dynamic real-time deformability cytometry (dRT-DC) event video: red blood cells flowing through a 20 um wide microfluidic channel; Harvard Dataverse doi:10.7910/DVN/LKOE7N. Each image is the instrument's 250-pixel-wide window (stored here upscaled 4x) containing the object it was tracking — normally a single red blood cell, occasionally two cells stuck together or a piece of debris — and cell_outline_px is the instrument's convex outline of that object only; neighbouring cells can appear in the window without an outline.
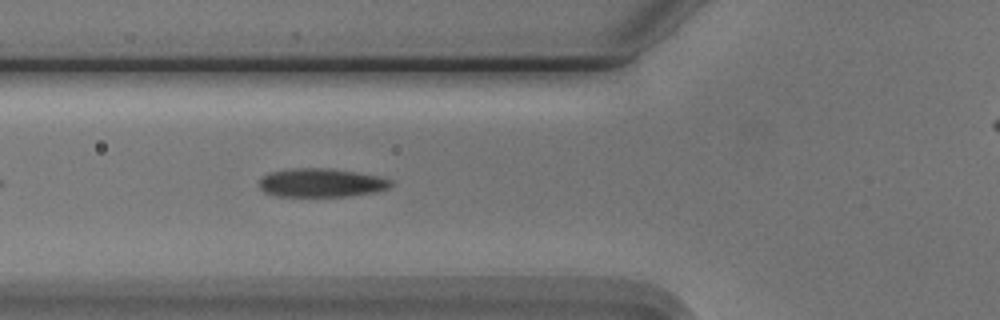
{"species": "Egyptian fruit bat (a non-hibernating species)", "species_latin": "Rousettus aegyptiacus", "temperature_condition": "cold", "stored_images_in_passage": 41, "camera_frame_rate_fps": 3000, "um_per_image_px": 0.085, "animal": {"sex": "male"}, "frame": {"image": 1, "passage_image": 6, "time_ms": 1.667, "image_size_px": [1000, 320], "cell_outline_px": [[392, 184], [388, 188], [376, 192], [352, 196], [272, 196], [264, 192], [260, 188], [260, 180], [264, 176], [272, 172], [296, 168], [324, 168], [352, 172], [376, 176], [392, 180]], "centroid_in_image_um": [27.3, 15.55], "position_along_channel_um": 98.5, "area_um2": 21.68}}
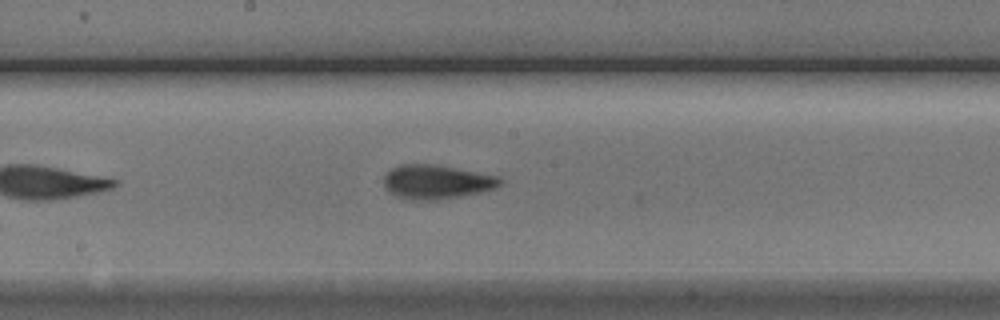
{"frame": {"image": 2, "passage_image": 15, "time_ms": 4.667, "image_size_px": [1000, 320], "cell_outline_px": [[504, 180], [496, 188], [480, 192], [440, 200], [412, 200], [396, 196], [388, 192], [384, 188], [384, 176], [392, 168], [400, 164], [432, 164], [500, 176]], "centroid_in_image_um": [37.1, 15.47], "position_along_channel_um": 211.1, "area_um2": 23.18}}
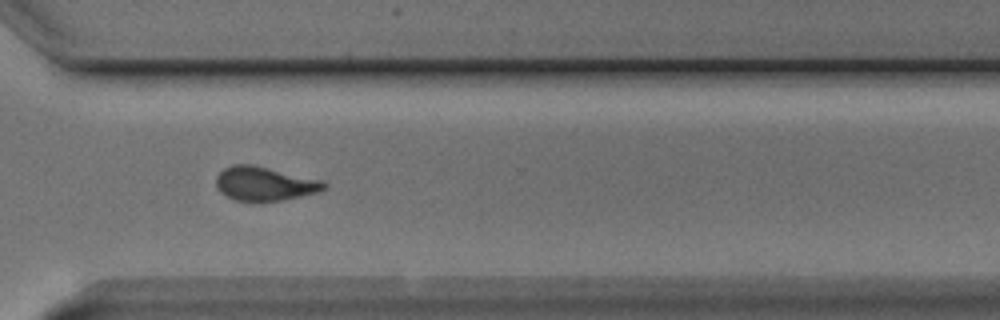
{"frame": {"image": 3, "passage_image": 26, "time_ms": 8.333, "image_size_px": [1000, 320], "cell_outline_px": [[328, 188], [320, 192], [280, 200], [236, 200], [220, 192], [216, 188], [216, 176], [224, 168], [232, 164], [252, 164], [324, 180], [328, 184]], "centroid_in_image_um": [22.53, 15.59], "position_along_channel_um": 348.1, "area_um2": 21.39}, "authors_computed_cell_mechanics": {"area_um2": 21.4438, "velocity_mm_per_s": 3.7408, "shape_relaxation_time_tau1_ms": 3.5867, "shape_relaxation_time_tau2_ms": 3.164, "deformation_change_tau1": 0.124, "deformation_change_tau2": 0.0706}}